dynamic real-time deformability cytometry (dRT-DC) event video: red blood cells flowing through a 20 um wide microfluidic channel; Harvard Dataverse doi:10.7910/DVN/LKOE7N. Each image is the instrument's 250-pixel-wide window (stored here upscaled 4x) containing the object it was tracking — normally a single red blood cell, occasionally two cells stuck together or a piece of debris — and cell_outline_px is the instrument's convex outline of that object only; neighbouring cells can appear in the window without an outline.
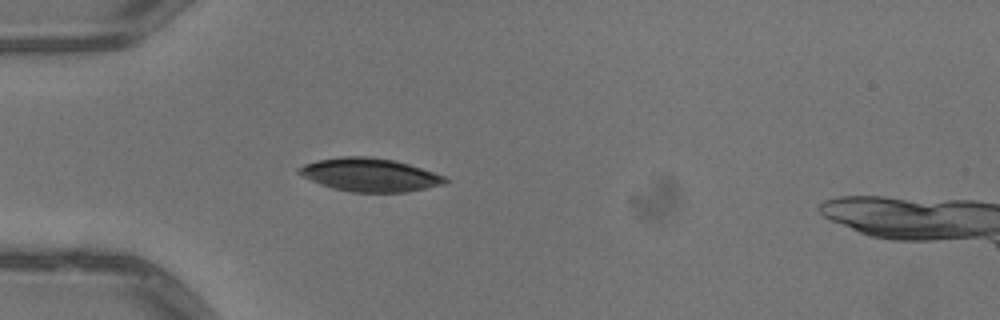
{"species": "common noctule bat (a hibernating species)", "species_latin": "Nyctalus noctula", "temperature_condition": "warm", "stored_images_in_passage": 1, "camera_frame_rate_fps": 3000, "um_per_image_px": 0.085, "animal": {"sex": "male", "body_mass_g": 13.3}, "frame": {"image": 1, "passage_image": 1, "time_ms": 0.0, "image_size_px": [1000, 320], "cell_outline_px": [[452, 180], [444, 184], [408, 192], [352, 192], [332, 188], [320, 184], [300, 176], [296, 172], [296, 168], [304, 164], [316, 160], [340, 156], [372, 156], [396, 160], [444, 176]], "centroid_in_image_um": [31.39, 14.85], "position_along_channel_um": 53.6, "area_um2": 28.67}}